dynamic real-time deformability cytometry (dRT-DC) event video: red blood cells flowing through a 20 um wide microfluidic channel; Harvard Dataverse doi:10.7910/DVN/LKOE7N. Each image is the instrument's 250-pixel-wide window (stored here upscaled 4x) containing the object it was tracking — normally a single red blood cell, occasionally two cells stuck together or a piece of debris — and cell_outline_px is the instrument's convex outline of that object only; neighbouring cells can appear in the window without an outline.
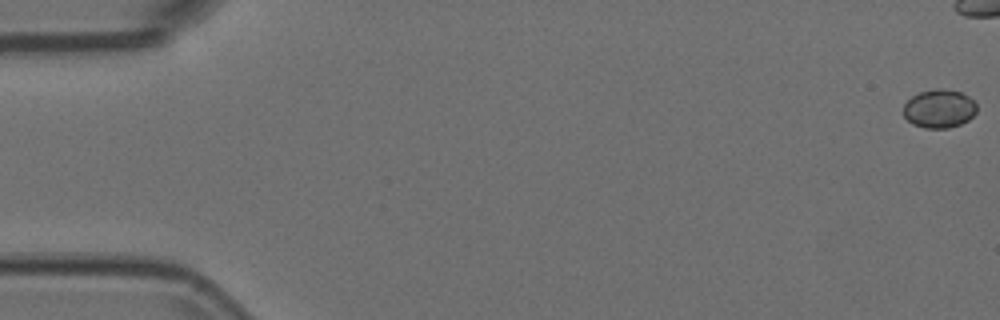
{"species": "Egyptian fruit bat (a non-hibernating species)", "species_latin": "Rousettus aegyptiacus", "temperature_condition": "room temperature", "stored_images_in_passage": 44, "camera_frame_rate_fps": 3000, "um_per_image_px": 0.085, "animal": {"sex": "female"}, "frame": {"image": 1, "passage_image": 1, "time_ms": 0.0, "image_size_px": [1000, 320], "cell_outline_px": [[976, 112], [968, 120], [960, 124], [948, 128], [924, 128], [912, 124], [904, 116], [904, 104], [912, 96], [920, 92], [936, 88], [940, 88], [960, 92], [968, 96], [976, 104]], "centroid_in_image_um": [79.82, 9.24], "position_along_channel_um": 5.2, "area_um2": 16.36}}
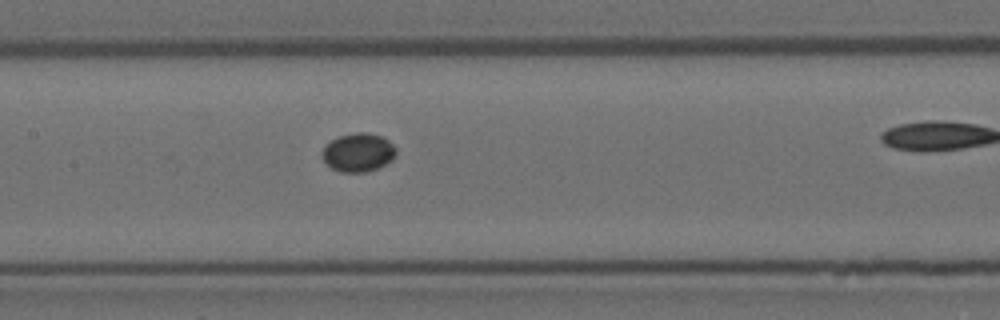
{"frame": {"image": 2, "passage_image": 27, "time_ms": 8.667, "image_size_px": [1000, 320], "cell_outline_px": [[396, 156], [392, 160], [368, 172], [340, 172], [332, 168], [320, 156], [320, 152], [332, 140], [340, 136], [356, 132], [364, 132], [384, 136], [396, 148]], "centroid_in_image_um": [30.46, 12.95], "position_along_channel_um": 176.9, "area_um2": 16.59}}
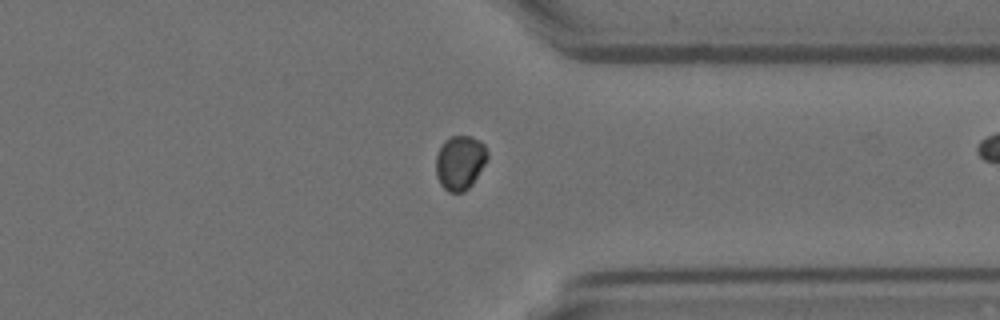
{"frame": {"image": 3, "passage_image": 43, "time_ms": 14.0, "image_size_px": [1000, 320], "cell_outline_px": [[488, 156], [484, 164], [472, 184], [464, 192], [448, 192], [440, 184], [436, 176], [436, 156], [444, 140], [452, 136], [468, 136], [480, 140], [484, 144], [488, 152]], "centroid_in_image_um": [39.09, 13.81], "position_along_channel_um": 372.3, "area_um2": 16.24}}